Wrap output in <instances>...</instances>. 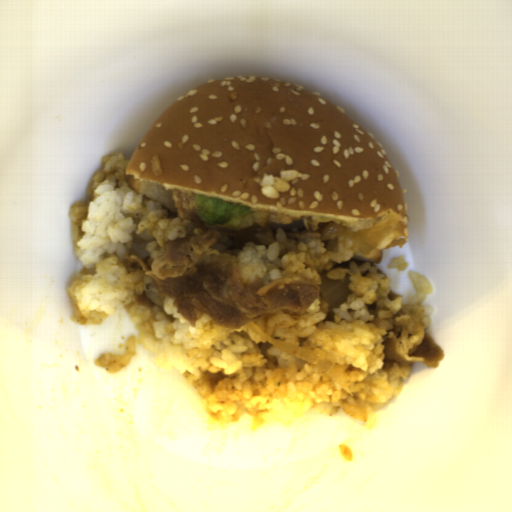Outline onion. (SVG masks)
Returning a JSON list of instances; mask_svg holds the SVG:
<instances>
[{"label": "onion", "instance_id": "06740285", "mask_svg": "<svg viewBox=\"0 0 512 512\" xmlns=\"http://www.w3.org/2000/svg\"><path fill=\"white\" fill-rule=\"evenodd\" d=\"M400 218L398 213L387 210L384 216L371 228L352 235V246L363 254L371 253L395 230Z\"/></svg>", "mask_w": 512, "mask_h": 512}, {"label": "onion", "instance_id": "6bf65262", "mask_svg": "<svg viewBox=\"0 0 512 512\" xmlns=\"http://www.w3.org/2000/svg\"><path fill=\"white\" fill-rule=\"evenodd\" d=\"M250 326L252 327V329L257 333V335L277 346H279L280 348L290 352L291 354H293L294 356L298 357L299 359H301L302 361H304L305 363L321 370V371H327L328 368L330 367L331 365V361H329L328 359L324 358L323 356L319 355L318 353L316 352H313V351H310V350H307V349H304V348H300V347H297V346H293V345H290V344H286V343H283V342H279L278 340H276L275 338H273L272 336H270L269 334H267L262 328H260L255 322H251L250 321Z\"/></svg>", "mask_w": 512, "mask_h": 512}, {"label": "onion", "instance_id": "55239325", "mask_svg": "<svg viewBox=\"0 0 512 512\" xmlns=\"http://www.w3.org/2000/svg\"><path fill=\"white\" fill-rule=\"evenodd\" d=\"M319 276L321 283L318 287L329 309L339 307L351 293L346 282L329 278L327 270L320 272Z\"/></svg>", "mask_w": 512, "mask_h": 512}]
</instances>
